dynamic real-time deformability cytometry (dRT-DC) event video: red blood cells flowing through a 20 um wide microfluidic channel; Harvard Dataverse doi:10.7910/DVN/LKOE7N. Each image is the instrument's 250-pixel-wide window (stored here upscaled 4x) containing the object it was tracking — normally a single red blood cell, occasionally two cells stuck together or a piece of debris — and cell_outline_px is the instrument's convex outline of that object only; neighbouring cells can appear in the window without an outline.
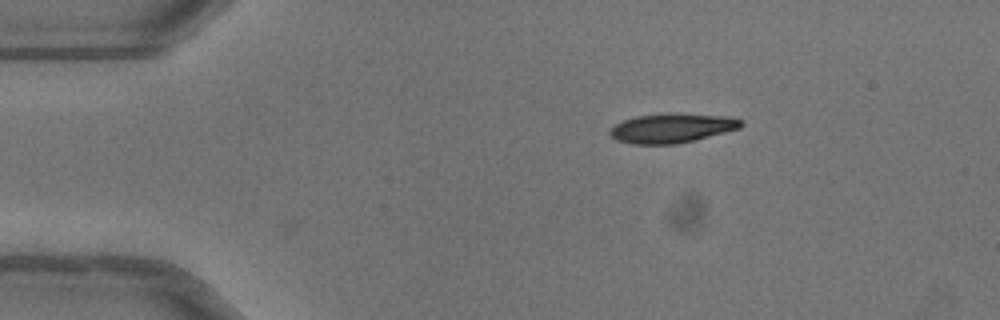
{"species": "common noctule bat (a hibernating species)", "species_latin": "Nyctalus noctula", "temperature_condition": "warm", "stored_images_in_passage": 33, "camera_frame_rate_fps": 3000, "um_per_image_px": 0.085, "animal": {"sex": "female"}, "frame": {"image": 1, "passage_image": 1, "time_ms": 0.0, "image_size_px": [1000, 320], "cell_outline_px": [[744, 124], [740, 128], [696, 140], [676, 144], [628, 144], [616, 140], [608, 132], [616, 124], [624, 120], [636, 116], [672, 112], [728, 116], [740, 120]], "centroid_in_image_um": [57.12, 10.88], "position_along_channel_um": 27.9, "area_um2": 22.66}}
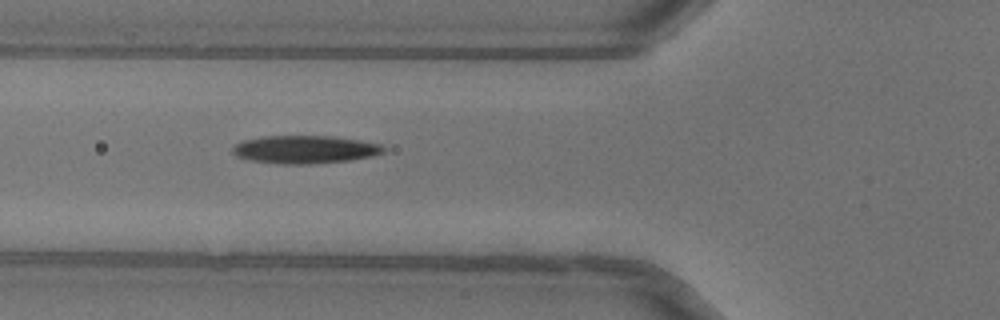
{"frame": {"image": 2, "passage_image": 11, "time_ms": 3.333, "image_size_px": [1000, 320], "cell_outline_px": [[384, 152], [372, 156], [348, 160], [308, 164], [284, 164], [252, 160], [236, 156], [232, 152], [232, 148], [236, 144], [244, 140], [264, 136], [336, 136], [360, 140], [380, 144], [384, 148]], "centroid_in_image_um": [25.92, 12.69], "position_along_channel_um": 99.9, "area_um2": 24.39}}
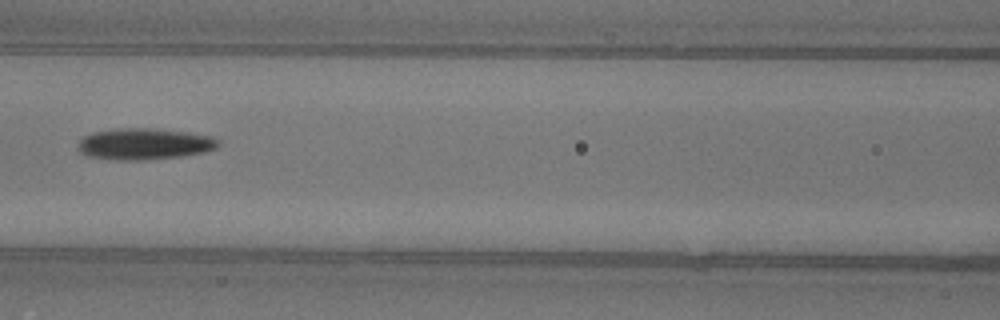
{"frame": {"image": 3, "passage_image": 15, "time_ms": 4.667, "image_size_px": [1000, 320], "cell_outline_px": [[220, 144], [216, 148], [204, 152], [180, 156], [148, 160], [116, 160], [88, 156], [80, 152], [76, 144], [84, 136], [92, 132], [116, 128], [152, 128], [188, 132], [216, 136], [220, 140]], "centroid_in_image_um": [12.29, 12.23], "position_along_channel_um": 154.3, "area_um2": 26.01}, "authors_computed_cell_mechanics": {"area_um2": 24.2182, "velocity_mm_per_s": 4.0432, "shape_relaxation_time_tau1_ms": 8.4626, "shape_relaxation_time_tau2_ms": null, "deformation_change_tau1": 0.2307, "deformation_change_tau2": null}}